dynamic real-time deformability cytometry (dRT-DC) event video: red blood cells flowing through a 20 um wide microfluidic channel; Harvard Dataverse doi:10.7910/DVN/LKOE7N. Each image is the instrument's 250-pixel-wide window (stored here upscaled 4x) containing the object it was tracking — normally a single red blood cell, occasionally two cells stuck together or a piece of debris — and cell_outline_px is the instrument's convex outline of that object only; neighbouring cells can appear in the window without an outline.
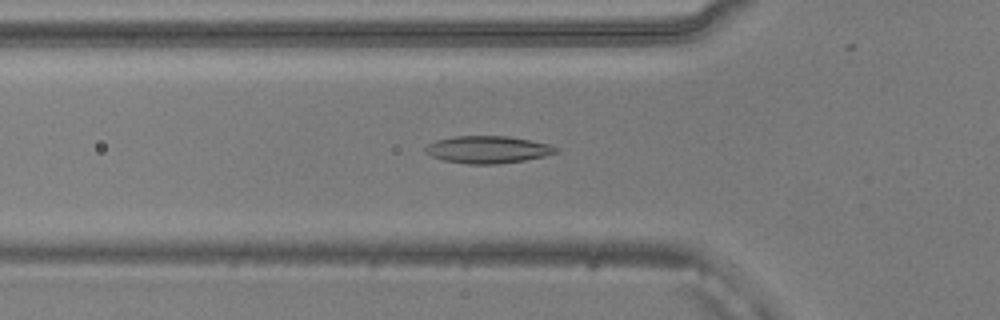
{"species": "common noctule bat (a hibernating species)", "species_latin": "Nyctalus noctula", "temperature_condition": "warm", "stored_images_in_passage": 52, "camera_frame_rate_fps": 3000, "um_per_image_px": 0.085, "animal": {"sex": "male", "body_mass_g": 20.5, "forearm_length_mm": 52.5}, "frame": {"image": 1, "passage_image": 17, "time_ms": 5.333, "image_size_px": [1000, 320], "cell_outline_px": [[560, 152], [544, 156], [524, 160], [496, 164], [468, 164], [444, 160], [432, 156], [424, 152], [424, 148], [428, 144], [436, 140], [456, 136], [508, 136], [548, 144], [560, 148]], "centroid_in_image_um": [41.47, 12.71], "position_along_channel_um": 84.3, "area_um2": 20.69}}
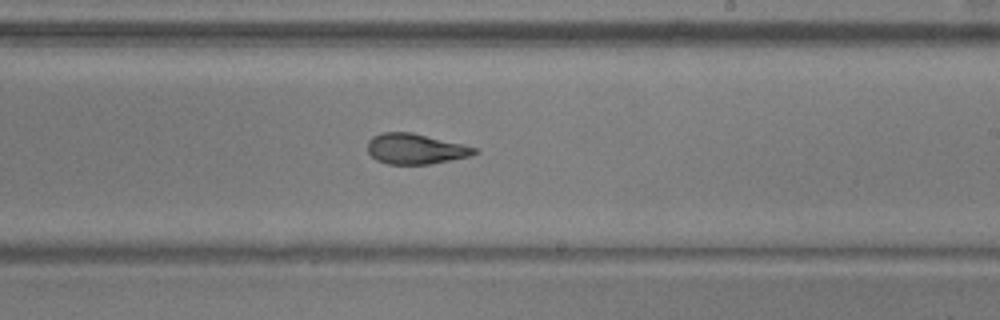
{"frame": {"image": 2, "passage_image": 30, "time_ms": 9.667, "image_size_px": [1000, 320], "cell_outline_px": [[480, 152], [468, 156], [432, 164], [388, 164], [376, 160], [368, 152], [368, 140], [372, 136], [380, 132], [412, 132], [464, 144], [476, 148]], "centroid_in_image_um": [35.3, 12.64], "position_along_channel_um": 253.7, "area_um2": 19.07}}
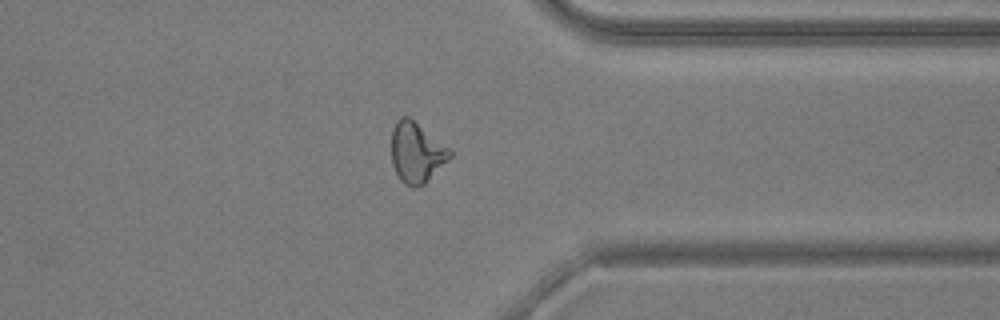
{"frame": {"image": 3, "passage_image": 40, "time_ms": 13.0, "image_size_px": [1000, 320], "cell_outline_px": [[452, 156], [424, 184], [416, 188], [404, 184], [400, 180], [392, 164], [392, 128], [396, 120], [400, 116], [408, 116], [448, 148], [452, 152]], "centroid_in_image_um": [35.37, 12.97], "position_along_channel_um": 376.0, "area_um2": 20.29}, "authors_computed_cell_mechanics": {"area_um2": 20.2589, "velocity_mm_per_s": 3.8887, "shape_relaxation_time_tau1_ms": 7.2333, "shape_relaxation_time_tau2_ms": 2.5243, "deformation_change_tau1": 0.1908, "deformation_change_tau2": 0.1104}}